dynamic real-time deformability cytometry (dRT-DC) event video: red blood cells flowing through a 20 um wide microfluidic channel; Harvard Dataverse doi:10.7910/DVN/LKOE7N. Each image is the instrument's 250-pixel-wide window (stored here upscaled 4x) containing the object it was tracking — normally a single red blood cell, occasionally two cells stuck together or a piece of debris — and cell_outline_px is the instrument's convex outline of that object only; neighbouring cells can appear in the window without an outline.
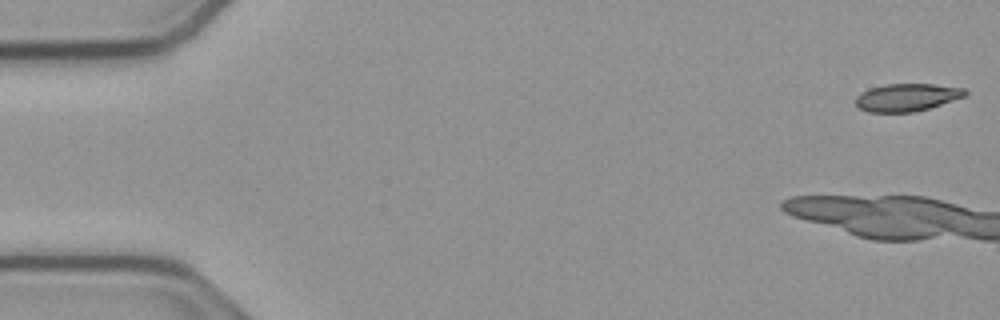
{"species": "common noctule bat (a hibernating species)", "species_latin": "Nyctalus noctula", "temperature_condition": "cold", "stored_images_in_passage": 13, "camera_frame_rate_fps": 3000, "um_per_image_px": 0.085, "animal": {"sex": "male", "body_mass_g": 23.1, "forearm_length_mm": 52.7}, "frame": {"image": 1, "passage_image": 1, "time_ms": 0.0, "image_size_px": [1000, 320], "cell_outline_px": [[968, 92], [964, 96], [928, 108], [912, 112], [868, 112], [860, 108], [856, 104], [856, 96], [860, 92], [884, 84], [932, 84], [964, 88]], "centroid_in_image_um": [77.05, 8.27], "position_along_channel_um": 7.9, "area_um2": 17.4}}